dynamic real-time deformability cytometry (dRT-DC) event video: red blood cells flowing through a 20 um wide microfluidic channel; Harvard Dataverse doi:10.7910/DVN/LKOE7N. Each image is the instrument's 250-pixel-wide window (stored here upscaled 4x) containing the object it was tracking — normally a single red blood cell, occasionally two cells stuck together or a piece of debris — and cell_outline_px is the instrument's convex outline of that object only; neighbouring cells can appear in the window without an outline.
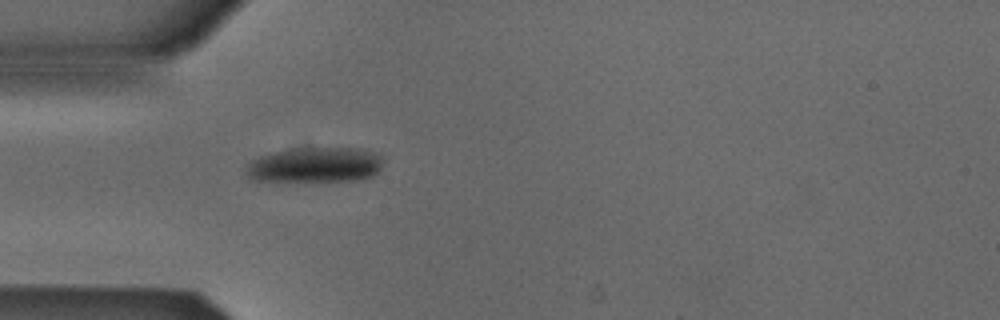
{"species": "Egyptian fruit bat (a non-hibernating species)", "species_latin": "Rousettus aegyptiacus", "temperature_condition": "cold", "stored_images_in_passage": 2, "camera_frame_rate_fps": 3000, "um_per_image_px": 0.085, "animal": {"sex": "male"}, "frame": {"image": 1, "passage_image": 2, "time_ms": 0.333, "image_size_px": [1000, 320], "cell_outline_px": [[384, 160], [380, 172], [372, 176], [360, 180], [312, 184], [256, 180], [248, 176], [244, 172], [248, 164], [252, 160], [260, 156], [276, 152], [296, 148], [360, 148], [376, 152]], "centroid_in_image_um": [26.83, 14.08], "position_along_channel_um": 58.2, "area_um2": 29.42}}